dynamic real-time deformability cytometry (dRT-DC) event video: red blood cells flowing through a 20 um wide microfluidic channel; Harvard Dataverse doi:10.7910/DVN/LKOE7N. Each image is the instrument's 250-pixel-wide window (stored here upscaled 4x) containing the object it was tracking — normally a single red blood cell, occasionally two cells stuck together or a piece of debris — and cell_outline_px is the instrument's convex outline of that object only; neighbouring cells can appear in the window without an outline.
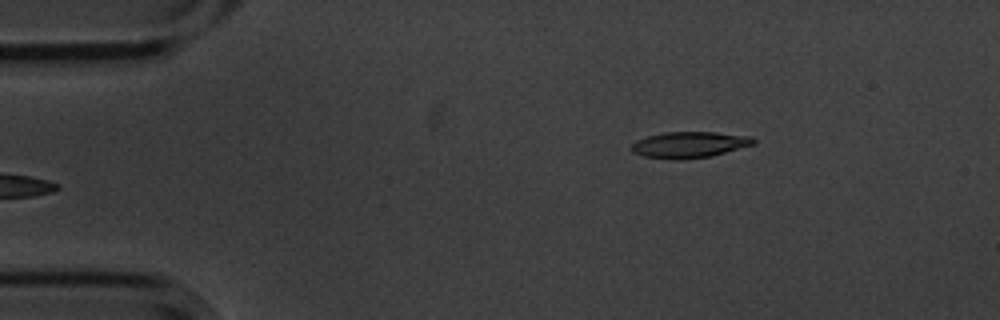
{"species": "common noctule bat (a hibernating species)", "species_latin": "Nyctalus noctula", "temperature_condition": "cold", "stored_images_in_passage": 4, "camera_frame_rate_fps": 3000, "um_per_image_px": 0.085, "animal": {"sex": "male", "body_mass_g": 20.1, "forearm_length_mm": 53.5}, "frame": {"image": 1, "passage_image": 4, "time_ms": 1.0, "image_size_px": [1000, 320], "cell_outline_px": [[756, 144], [712, 156], [680, 160], [672, 160], [644, 156], [632, 152], [632, 144], [636, 140], [648, 136], [664, 132], [716, 132], [752, 136], [756, 140]], "centroid_in_image_um": [58.63, 12.3], "position_along_channel_um": 26.4, "area_um2": 18.79}}